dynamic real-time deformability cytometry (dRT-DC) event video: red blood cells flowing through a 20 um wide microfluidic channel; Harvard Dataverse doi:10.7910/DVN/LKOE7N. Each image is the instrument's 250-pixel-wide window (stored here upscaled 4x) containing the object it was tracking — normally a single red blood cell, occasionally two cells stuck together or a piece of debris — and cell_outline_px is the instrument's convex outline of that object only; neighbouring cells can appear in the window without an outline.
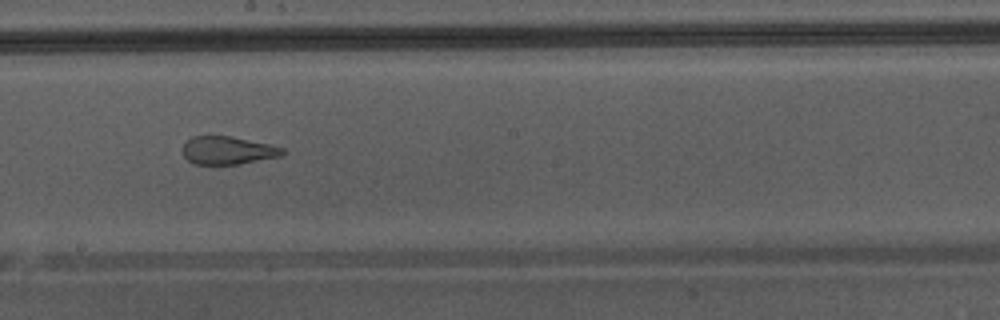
{"species": "Egyptian fruit bat (a non-hibernating species)", "species_latin": "Rousettus aegyptiacus", "temperature_condition": "warm", "stored_images_in_passage": 30, "camera_frame_rate_fps": 3000, "um_per_image_px": 0.085, "animal": {"sex": "male"}, "frame": {"image": 1, "passage_image": 15, "time_ms": 4.667, "image_size_px": [1000, 320], "cell_outline_px": [[288, 152], [280, 156], [236, 164], [192, 164], [184, 156], [180, 148], [192, 136], [232, 136], [268, 144], [284, 148]], "centroid_in_image_um": [19.33, 12.78], "position_along_channel_um": 228.9, "area_um2": 16.3}, "authors_computed_cell_mechanics": {"area_um2": 18.3226, "velocity_mm_per_s": 4.3646, "shape_relaxation_time_tau1_ms": null, "shape_relaxation_time_tau2_ms": 1.3035, "deformation_change_tau1": null, "deformation_change_tau2": 0.1024}}